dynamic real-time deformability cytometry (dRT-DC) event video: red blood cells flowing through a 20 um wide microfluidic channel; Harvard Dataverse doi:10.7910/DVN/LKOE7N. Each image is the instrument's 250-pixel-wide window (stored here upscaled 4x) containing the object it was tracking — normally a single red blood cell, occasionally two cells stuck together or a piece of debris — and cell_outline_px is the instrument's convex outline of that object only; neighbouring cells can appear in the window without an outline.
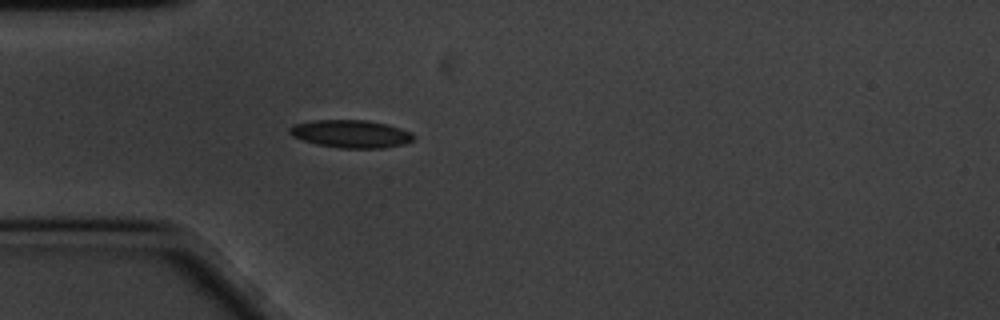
{"species": "common noctule bat (a hibernating species)", "species_latin": "Nyctalus noctula", "temperature_condition": "cold", "stored_images_in_passage": 38, "camera_frame_rate_fps": 3000, "um_per_image_px": 0.085, "animal": {"sex": "male", "body_mass_g": 20.1, "forearm_length_mm": 53.5}, "frame": {"image": 1, "passage_image": 1, "time_ms": 0.0, "image_size_px": [1000, 320], "cell_outline_px": [[412, 140], [404, 144], [384, 148], [340, 148], [316, 144], [292, 136], [288, 132], [288, 128], [292, 124], [312, 120], [368, 120], [400, 128], [412, 132]], "centroid_in_image_um": [29.78, 11.37], "position_along_channel_um": 55.2, "area_um2": 20.06}}
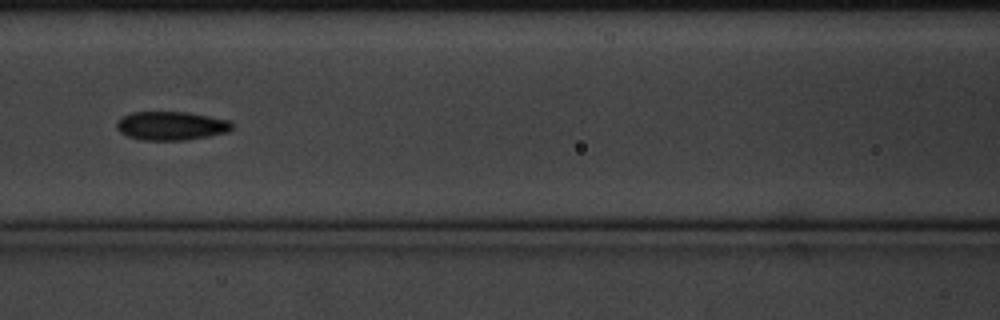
{"frame": {"image": 2, "passage_image": 10, "time_ms": 3.0, "image_size_px": [1000, 320], "cell_outline_px": [[232, 128], [228, 132], [208, 136], [184, 140], [140, 140], [128, 136], [120, 132], [116, 128], [116, 124], [124, 116], [132, 112], [188, 112], [228, 120], [232, 124]], "centroid_in_image_um": [14.54, 10.7], "position_along_channel_um": 152.1, "area_um2": 19.13}}
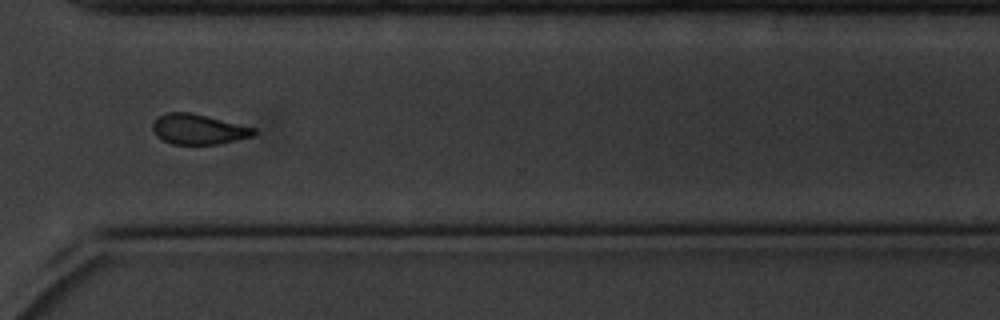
{"frame": {"image": 3, "passage_image": 28, "time_ms": 9.0, "image_size_px": [1000, 320], "cell_outline_px": [[256, 136], [216, 144], [172, 144], [156, 136], [152, 128], [152, 124], [160, 116], [168, 112], [188, 112], [256, 128]], "centroid_in_image_um": [16.88, 11.0], "position_along_channel_um": 353.7, "area_um2": 17.57}, "authors_computed_cell_mechanics": {"area_um2": 18.6405, "velocity_mm_per_s": 3.3706, "shape_relaxation_time_tau1_ms": 3.0192, "shape_relaxation_time_tau2_ms": 8.1742, "deformation_change_tau1": 0.1052, "deformation_change_tau2": 0.1194}}